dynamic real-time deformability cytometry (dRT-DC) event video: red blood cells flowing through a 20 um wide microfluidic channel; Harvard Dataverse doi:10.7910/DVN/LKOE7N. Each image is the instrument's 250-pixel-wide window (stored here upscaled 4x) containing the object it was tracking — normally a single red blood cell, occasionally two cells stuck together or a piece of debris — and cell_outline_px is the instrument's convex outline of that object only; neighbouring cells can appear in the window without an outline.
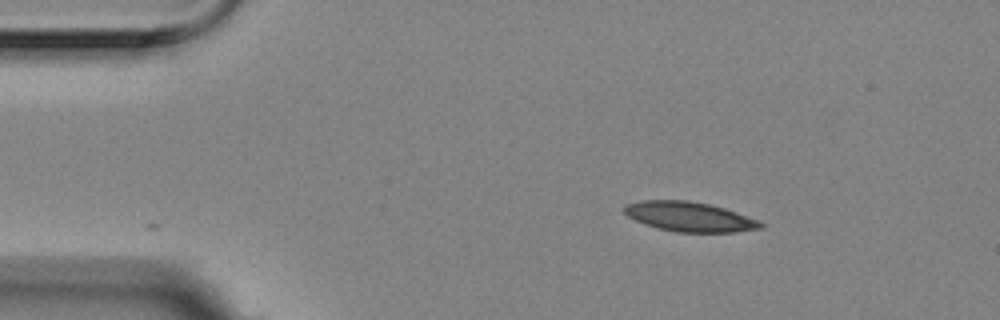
{"species": "Egyptian fruit bat (a non-hibernating species)", "species_latin": "Rousettus aegyptiacus", "temperature_condition": "room temperature", "stored_images_in_passage": 3, "camera_frame_rate_fps": 3000, "um_per_image_px": 0.085, "animal": {"sex": "female"}, "frame": {"image": 1, "passage_image": 1, "time_ms": 0.0, "image_size_px": [1000, 320], "cell_outline_px": [[764, 228], [736, 232], [676, 232], [644, 224], [628, 216], [624, 212], [624, 208], [628, 204], [640, 200], [688, 200], [708, 204], [724, 208], [760, 220], [764, 224]], "centroid_in_image_um": [58.65, 18.42], "position_along_channel_um": 26.3, "area_um2": 23.52}}